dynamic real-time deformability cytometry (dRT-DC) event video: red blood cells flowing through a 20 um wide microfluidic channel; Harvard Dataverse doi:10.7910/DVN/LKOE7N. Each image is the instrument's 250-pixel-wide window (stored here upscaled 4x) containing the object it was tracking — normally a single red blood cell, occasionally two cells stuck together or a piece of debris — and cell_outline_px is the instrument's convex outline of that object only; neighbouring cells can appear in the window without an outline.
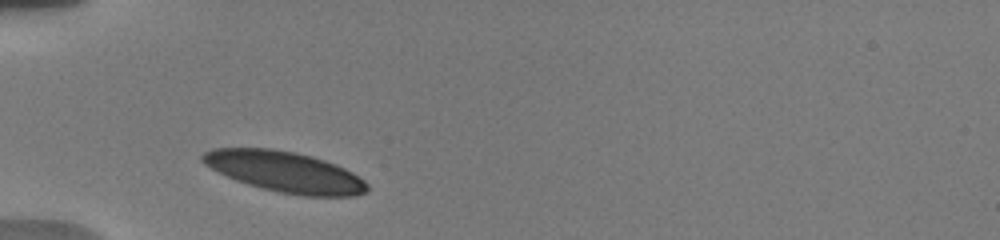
{"species": "human", "species_latin": "Homo sapiens", "temperature_condition": "warm", "stored_images_in_passage": 4, "camera_frame_rate_fps": 3000, "um_per_image_px": 0.085, "donor": {"sex": "male"}, "frame": {"image": 1, "passage_image": 1, "time_ms": 0.0, "image_size_px": [1000, 240], "cell_outline_px": [[368, 192], [356, 196], [300, 196], [280, 192], [248, 184], [236, 180], [204, 164], [200, 160], [200, 156], [204, 152], [212, 148], [272, 148], [296, 152], [312, 156], [336, 164], [352, 172], [364, 180], [368, 184]], "centroid_in_image_um": [24.24, 14.6], "position_along_channel_um": 60.8, "area_um2": 39.07}}
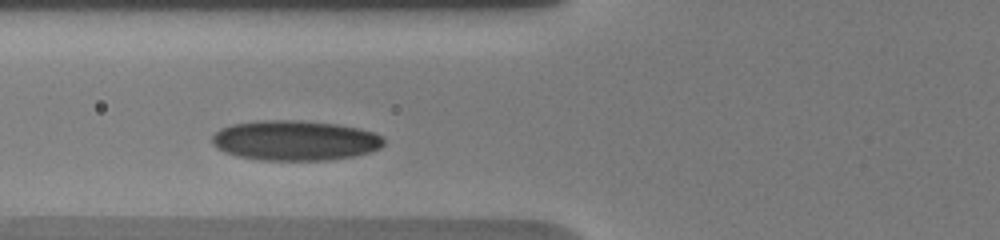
{"frame": {"image": 2, "passage_image": 3, "time_ms": 1.333, "image_size_px": [1000, 240], "cell_outline_px": [[384, 144], [380, 148], [368, 152], [352, 156], [328, 160], [260, 160], [236, 156], [224, 152], [216, 148], [212, 144], [212, 136], [220, 128], [232, 124], [264, 120], [300, 120], [336, 124], [360, 128], [372, 132], [380, 136], [384, 140]], "centroid_in_image_um": [25.04, 11.94], "position_along_channel_um": 100.8, "area_um2": 40.11}}
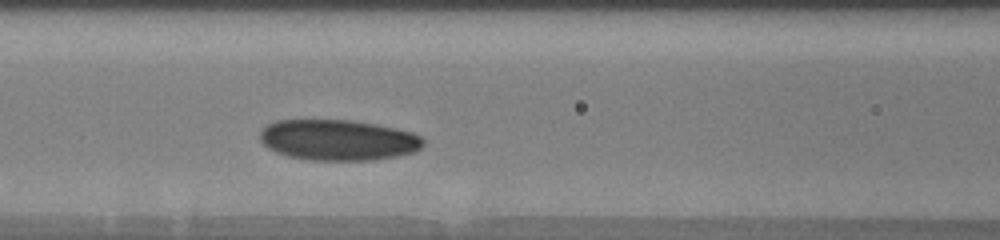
{"frame": {"image": 3, "passage_image": 4, "time_ms": 2.333, "image_size_px": [1000, 240], "cell_outline_px": [[424, 144], [416, 152], [400, 156], [376, 160], [312, 160], [288, 156], [276, 152], [268, 148], [260, 140], [260, 132], [268, 124], [276, 120], [352, 120], [376, 124], [396, 128], [412, 132], [420, 136], [424, 140]], "centroid_in_image_um": [28.78, 11.9], "position_along_channel_um": 137.8, "area_um2": 39.02}}